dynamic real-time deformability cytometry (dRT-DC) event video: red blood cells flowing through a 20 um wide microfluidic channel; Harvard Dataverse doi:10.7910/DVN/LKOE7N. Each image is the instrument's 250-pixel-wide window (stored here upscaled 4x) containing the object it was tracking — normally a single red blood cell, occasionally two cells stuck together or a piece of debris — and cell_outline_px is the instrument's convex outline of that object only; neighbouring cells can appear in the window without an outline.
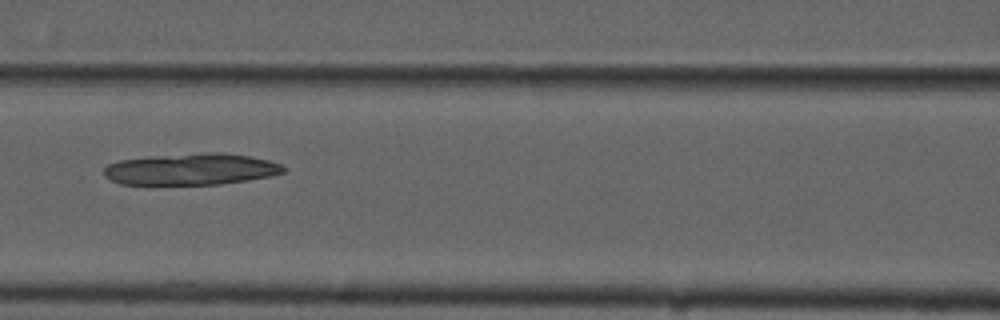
{"species": "common noctule bat (a hibernating species)", "species_latin": "Nyctalus noctula", "temperature_condition": "cold", "stored_images_in_passage": 33, "camera_frame_rate_fps": 3000, "um_per_image_px": 0.085, "animal": {"sex": "male", "forearm_length_mm": 52.5}, "frame": {"image": 1, "passage_image": 9, "time_ms": 2.667, "image_size_px": [1000, 320], "cell_outline_px": [[288, 168], [284, 172], [268, 176], [220, 184], [120, 184], [104, 176], [104, 168], [108, 164], [120, 160], [160, 156], [212, 152], [220, 152], [248, 156], [268, 160], [280, 164]], "centroid_in_image_um": [16.25, 14.38], "position_along_channel_um": 150.3, "area_um2": 32.43}}
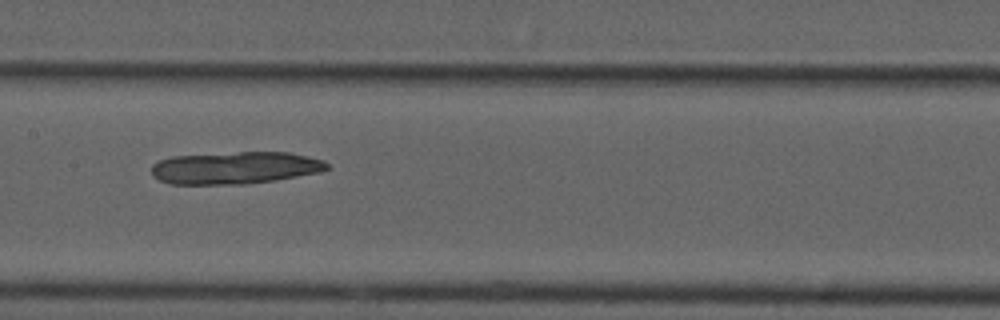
{"frame": {"image": 2, "passage_image": 12, "time_ms": 3.667, "image_size_px": [1000, 320], "cell_outline_px": [[328, 168], [320, 172], [276, 180], [244, 184], [172, 184], [160, 180], [152, 176], [152, 164], [160, 160], [172, 156], [240, 152], [288, 152], [324, 160], [328, 164]], "centroid_in_image_um": [19.98, 14.26], "position_along_channel_um": 187.4, "area_um2": 32.95}}
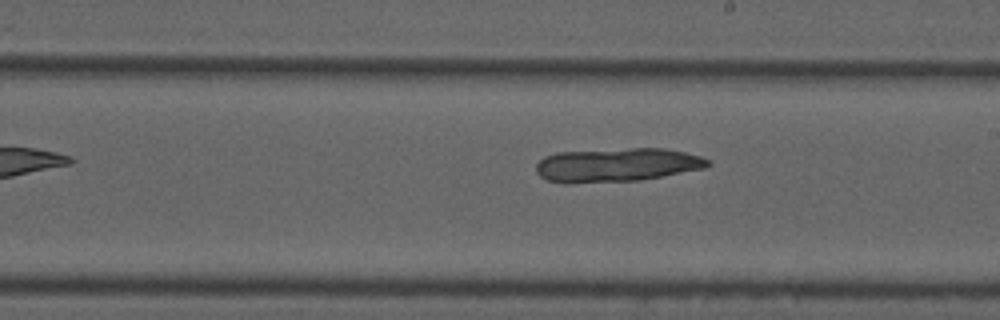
{"frame": {"image": 3, "passage_image": 16, "time_ms": 5.0, "image_size_px": [1000, 320], "cell_outline_px": [[712, 164], [704, 168], [640, 180], [548, 180], [540, 176], [536, 172], [536, 164], [544, 156], [556, 152], [632, 148], [664, 148], [684, 152], [700, 156], [708, 160]], "centroid_in_image_um": [52.5, 13.96], "position_along_channel_um": 236.5, "area_um2": 32.54}}